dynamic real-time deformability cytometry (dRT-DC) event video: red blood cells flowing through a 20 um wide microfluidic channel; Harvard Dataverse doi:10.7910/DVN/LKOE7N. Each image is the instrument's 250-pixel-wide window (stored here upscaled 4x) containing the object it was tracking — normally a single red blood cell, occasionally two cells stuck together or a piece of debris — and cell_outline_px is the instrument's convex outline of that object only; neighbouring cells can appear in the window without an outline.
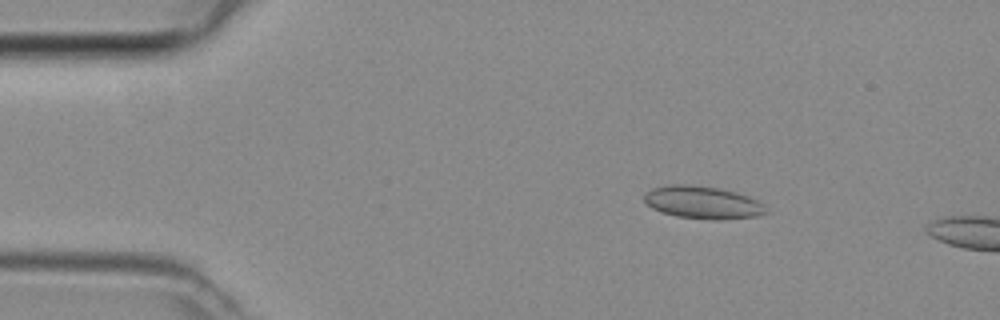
{"species": "common noctule bat (a hibernating species)", "species_latin": "Nyctalus noctula", "temperature_condition": "room temperature", "stored_images_in_passage": 3, "camera_frame_rate_fps": 3000, "um_per_image_px": 0.085, "animal": {"sex": "female", "body_mass_g": 29.2, "forearm_length_mm": 56.3}, "frame": {"image": 1, "passage_image": 2, "time_ms": 0.333, "image_size_px": [1000, 320], "cell_outline_px": [[768, 212], [756, 216], [720, 220], [676, 216], [660, 212], [652, 208], [644, 200], [644, 192], [652, 188], [672, 184], [684, 184], [716, 188], [748, 196], [756, 200]], "centroid_in_image_um": [59.66, 17.21], "position_along_channel_um": 25.3, "area_um2": 22.72}}